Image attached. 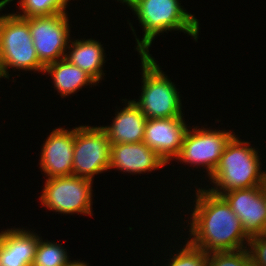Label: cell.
Instances as JSON below:
<instances>
[{
	"label": "cell",
	"mask_w": 266,
	"mask_h": 266,
	"mask_svg": "<svg viewBox=\"0 0 266 266\" xmlns=\"http://www.w3.org/2000/svg\"><path fill=\"white\" fill-rule=\"evenodd\" d=\"M196 191L189 230L193 238L188 242L207 254L247 248L243 243L248 244L249 237L227 202L207 189Z\"/></svg>",
	"instance_id": "obj_1"
},
{
	"label": "cell",
	"mask_w": 266,
	"mask_h": 266,
	"mask_svg": "<svg viewBox=\"0 0 266 266\" xmlns=\"http://www.w3.org/2000/svg\"><path fill=\"white\" fill-rule=\"evenodd\" d=\"M248 145V142H241L235 135L230 139L210 176L211 181L217 185L216 189H209L210 192L220 195L235 189L266 184V172L260 171L262 163L259 162L258 152Z\"/></svg>",
	"instance_id": "obj_2"
},
{
	"label": "cell",
	"mask_w": 266,
	"mask_h": 266,
	"mask_svg": "<svg viewBox=\"0 0 266 266\" xmlns=\"http://www.w3.org/2000/svg\"><path fill=\"white\" fill-rule=\"evenodd\" d=\"M130 8L138 16L145 32L141 41L136 38L140 55H148L155 36L166 30L185 31L197 41L198 20L185 12L179 0H134Z\"/></svg>",
	"instance_id": "obj_3"
},
{
	"label": "cell",
	"mask_w": 266,
	"mask_h": 266,
	"mask_svg": "<svg viewBox=\"0 0 266 266\" xmlns=\"http://www.w3.org/2000/svg\"><path fill=\"white\" fill-rule=\"evenodd\" d=\"M143 86L140 100L135 105L147 119L182 117L181 101L177 88L162 73L150 54L141 55Z\"/></svg>",
	"instance_id": "obj_4"
},
{
	"label": "cell",
	"mask_w": 266,
	"mask_h": 266,
	"mask_svg": "<svg viewBox=\"0 0 266 266\" xmlns=\"http://www.w3.org/2000/svg\"><path fill=\"white\" fill-rule=\"evenodd\" d=\"M5 5L0 3V10ZM0 52L6 78L8 67L44 72L29 30L28 18L14 14L0 16Z\"/></svg>",
	"instance_id": "obj_5"
},
{
	"label": "cell",
	"mask_w": 266,
	"mask_h": 266,
	"mask_svg": "<svg viewBox=\"0 0 266 266\" xmlns=\"http://www.w3.org/2000/svg\"><path fill=\"white\" fill-rule=\"evenodd\" d=\"M111 144L101 127L75 128L72 175L92 181L110 166Z\"/></svg>",
	"instance_id": "obj_6"
},
{
	"label": "cell",
	"mask_w": 266,
	"mask_h": 266,
	"mask_svg": "<svg viewBox=\"0 0 266 266\" xmlns=\"http://www.w3.org/2000/svg\"><path fill=\"white\" fill-rule=\"evenodd\" d=\"M91 185V180L74 175L48 178L39 199L56 212L91 215Z\"/></svg>",
	"instance_id": "obj_7"
},
{
	"label": "cell",
	"mask_w": 266,
	"mask_h": 266,
	"mask_svg": "<svg viewBox=\"0 0 266 266\" xmlns=\"http://www.w3.org/2000/svg\"><path fill=\"white\" fill-rule=\"evenodd\" d=\"M68 22L66 13L28 18L34 48L44 66L65 58L70 35Z\"/></svg>",
	"instance_id": "obj_8"
},
{
	"label": "cell",
	"mask_w": 266,
	"mask_h": 266,
	"mask_svg": "<svg viewBox=\"0 0 266 266\" xmlns=\"http://www.w3.org/2000/svg\"><path fill=\"white\" fill-rule=\"evenodd\" d=\"M235 134L193 128L187 130L179 155L175 158L184 163L206 166L208 175L217 167L226 144Z\"/></svg>",
	"instance_id": "obj_9"
},
{
	"label": "cell",
	"mask_w": 266,
	"mask_h": 266,
	"mask_svg": "<svg viewBox=\"0 0 266 266\" xmlns=\"http://www.w3.org/2000/svg\"><path fill=\"white\" fill-rule=\"evenodd\" d=\"M220 196L239 218L249 238L265 233V185L235 189Z\"/></svg>",
	"instance_id": "obj_10"
},
{
	"label": "cell",
	"mask_w": 266,
	"mask_h": 266,
	"mask_svg": "<svg viewBox=\"0 0 266 266\" xmlns=\"http://www.w3.org/2000/svg\"><path fill=\"white\" fill-rule=\"evenodd\" d=\"M187 130L182 117L147 119L143 142L169 163L179 155Z\"/></svg>",
	"instance_id": "obj_11"
},
{
	"label": "cell",
	"mask_w": 266,
	"mask_h": 266,
	"mask_svg": "<svg viewBox=\"0 0 266 266\" xmlns=\"http://www.w3.org/2000/svg\"><path fill=\"white\" fill-rule=\"evenodd\" d=\"M75 129H54L45 141L41 163L48 178L71 176L73 171Z\"/></svg>",
	"instance_id": "obj_12"
},
{
	"label": "cell",
	"mask_w": 266,
	"mask_h": 266,
	"mask_svg": "<svg viewBox=\"0 0 266 266\" xmlns=\"http://www.w3.org/2000/svg\"><path fill=\"white\" fill-rule=\"evenodd\" d=\"M163 160L144 142L111 144L110 166L128 173H142L163 167Z\"/></svg>",
	"instance_id": "obj_13"
},
{
	"label": "cell",
	"mask_w": 266,
	"mask_h": 266,
	"mask_svg": "<svg viewBox=\"0 0 266 266\" xmlns=\"http://www.w3.org/2000/svg\"><path fill=\"white\" fill-rule=\"evenodd\" d=\"M40 237L23 229H8L0 238L1 266H31Z\"/></svg>",
	"instance_id": "obj_14"
},
{
	"label": "cell",
	"mask_w": 266,
	"mask_h": 266,
	"mask_svg": "<svg viewBox=\"0 0 266 266\" xmlns=\"http://www.w3.org/2000/svg\"><path fill=\"white\" fill-rule=\"evenodd\" d=\"M114 118L111 126L101 127L110 144L143 142L147 118L132 100Z\"/></svg>",
	"instance_id": "obj_15"
},
{
	"label": "cell",
	"mask_w": 266,
	"mask_h": 266,
	"mask_svg": "<svg viewBox=\"0 0 266 266\" xmlns=\"http://www.w3.org/2000/svg\"><path fill=\"white\" fill-rule=\"evenodd\" d=\"M69 49L72 51L66 53L65 59L79 67L89 74L96 82L99 83L103 76L102 65L104 62V49L101 43L96 40H75L71 42Z\"/></svg>",
	"instance_id": "obj_16"
},
{
	"label": "cell",
	"mask_w": 266,
	"mask_h": 266,
	"mask_svg": "<svg viewBox=\"0 0 266 266\" xmlns=\"http://www.w3.org/2000/svg\"><path fill=\"white\" fill-rule=\"evenodd\" d=\"M44 72L52 76L56 90L63 97L76 92L85 85L97 83L89 74L65 58L48 64Z\"/></svg>",
	"instance_id": "obj_17"
},
{
	"label": "cell",
	"mask_w": 266,
	"mask_h": 266,
	"mask_svg": "<svg viewBox=\"0 0 266 266\" xmlns=\"http://www.w3.org/2000/svg\"><path fill=\"white\" fill-rule=\"evenodd\" d=\"M13 0H2L6 6ZM69 0H21L19 1L24 14H15L21 18L52 16L58 13H65Z\"/></svg>",
	"instance_id": "obj_18"
},
{
	"label": "cell",
	"mask_w": 266,
	"mask_h": 266,
	"mask_svg": "<svg viewBox=\"0 0 266 266\" xmlns=\"http://www.w3.org/2000/svg\"><path fill=\"white\" fill-rule=\"evenodd\" d=\"M65 250L57 243L43 242L42 239H39L31 266H66L71 261H69Z\"/></svg>",
	"instance_id": "obj_19"
},
{
	"label": "cell",
	"mask_w": 266,
	"mask_h": 266,
	"mask_svg": "<svg viewBox=\"0 0 266 266\" xmlns=\"http://www.w3.org/2000/svg\"><path fill=\"white\" fill-rule=\"evenodd\" d=\"M207 266H252V260L246 248L236 251L212 252L208 254Z\"/></svg>",
	"instance_id": "obj_20"
},
{
	"label": "cell",
	"mask_w": 266,
	"mask_h": 266,
	"mask_svg": "<svg viewBox=\"0 0 266 266\" xmlns=\"http://www.w3.org/2000/svg\"><path fill=\"white\" fill-rule=\"evenodd\" d=\"M171 259L168 266H207L208 254L187 242L185 247Z\"/></svg>",
	"instance_id": "obj_21"
},
{
	"label": "cell",
	"mask_w": 266,
	"mask_h": 266,
	"mask_svg": "<svg viewBox=\"0 0 266 266\" xmlns=\"http://www.w3.org/2000/svg\"><path fill=\"white\" fill-rule=\"evenodd\" d=\"M252 266H266V233L249 238Z\"/></svg>",
	"instance_id": "obj_22"
},
{
	"label": "cell",
	"mask_w": 266,
	"mask_h": 266,
	"mask_svg": "<svg viewBox=\"0 0 266 266\" xmlns=\"http://www.w3.org/2000/svg\"><path fill=\"white\" fill-rule=\"evenodd\" d=\"M66 266H88L85 262H79V261H74V262H70L68 265Z\"/></svg>",
	"instance_id": "obj_23"
},
{
	"label": "cell",
	"mask_w": 266,
	"mask_h": 266,
	"mask_svg": "<svg viewBox=\"0 0 266 266\" xmlns=\"http://www.w3.org/2000/svg\"><path fill=\"white\" fill-rule=\"evenodd\" d=\"M0 77L6 78L5 73H4L3 64H2L1 52H0Z\"/></svg>",
	"instance_id": "obj_24"
},
{
	"label": "cell",
	"mask_w": 266,
	"mask_h": 266,
	"mask_svg": "<svg viewBox=\"0 0 266 266\" xmlns=\"http://www.w3.org/2000/svg\"><path fill=\"white\" fill-rule=\"evenodd\" d=\"M121 1L122 3H126L128 4V6L130 7L132 5V3L134 2V0H119Z\"/></svg>",
	"instance_id": "obj_25"
},
{
	"label": "cell",
	"mask_w": 266,
	"mask_h": 266,
	"mask_svg": "<svg viewBox=\"0 0 266 266\" xmlns=\"http://www.w3.org/2000/svg\"><path fill=\"white\" fill-rule=\"evenodd\" d=\"M265 209H266V184H265ZM265 233H266V216H265Z\"/></svg>",
	"instance_id": "obj_26"
}]
</instances>
